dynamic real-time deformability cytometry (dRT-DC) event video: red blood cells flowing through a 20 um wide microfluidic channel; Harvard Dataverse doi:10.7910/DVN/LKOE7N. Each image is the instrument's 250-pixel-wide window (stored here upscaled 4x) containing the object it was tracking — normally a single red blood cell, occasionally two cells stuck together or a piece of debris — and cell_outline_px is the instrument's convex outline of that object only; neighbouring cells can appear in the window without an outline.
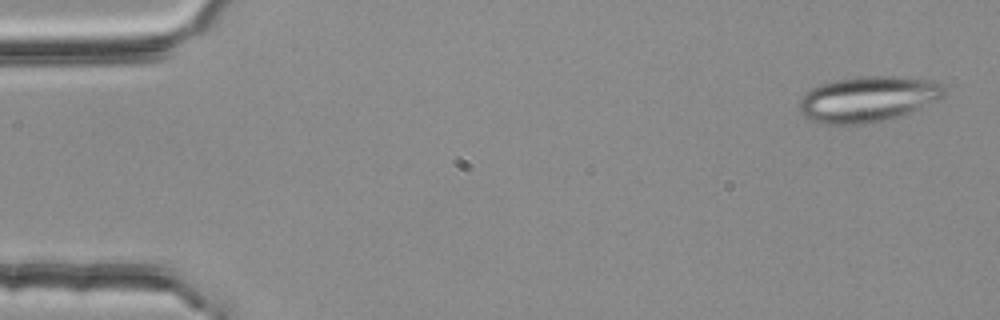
{"species": "common noctule bat (a hibernating species)", "species_latin": "Nyctalus noctula", "temperature_condition": "room temperature", "stored_images_in_passage": 5, "segment_of_instrument_passage": [1, 2], "camera_frame_rate_fps": 3000, "um_per_image_px": 0.085, "animal": {"sex": "female", "body_mass_g": 25.1}, "frame": {"image": 1, "passage_image": 1, "time_ms": 0.0, "image_size_px": [1000, 320], "cell_outline_px": [[948, 88], [944, 96], [904, 116], [868, 124], [824, 124], [808, 120], [800, 112], [800, 100], [812, 88], [820, 84], [836, 80], [856, 76], [896, 76], [936, 80]], "centroid_in_image_um": [73.83, 8.42], "position_along_channel_um": 11.2, "area_um2": 39.07}}